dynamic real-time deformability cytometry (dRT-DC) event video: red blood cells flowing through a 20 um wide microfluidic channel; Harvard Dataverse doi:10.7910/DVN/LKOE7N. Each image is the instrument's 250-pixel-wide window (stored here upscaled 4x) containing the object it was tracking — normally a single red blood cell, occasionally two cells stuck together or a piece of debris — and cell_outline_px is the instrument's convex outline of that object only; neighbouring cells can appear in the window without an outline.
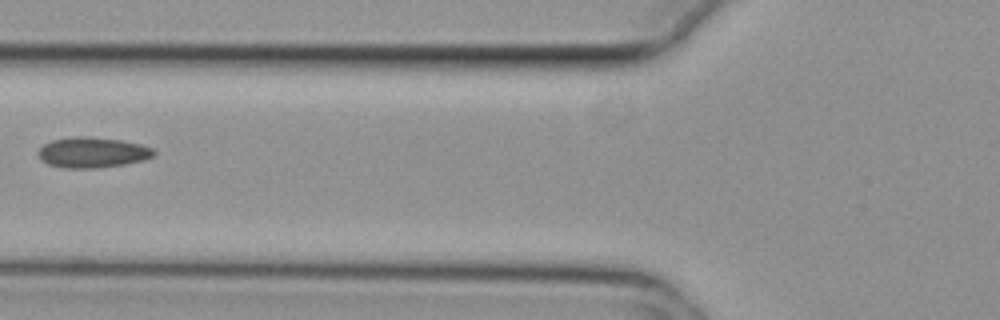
{"species": "common noctule bat (a hibernating species)", "species_latin": "Nyctalus noctula", "temperature_condition": "cold", "stored_images_in_passage": 25, "camera_frame_rate_fps": 3000, "um_per_image_px": 0.085, "animal": {"sex": "female", "body_mass_g": 29.2, "forearm_length_mm": 56.3}, "frame": {"image": 1, "passage_image": 2, "time_ms": 0.333, "image_size_px": [1000, 320], "cell_outline_px": [[156, 156], [144, 160], [124, 164], [100, 168], [64, 168], [48, 164], [40, 160], [36, 152], [44, 144], [52, 140], [72, 136], [92, 136], [120, 140], [140, 144], [152, 148], [156, 152]], "centroid_in_image_um": [7.85, 12.96], "position_along_channel_um": 118.0, "area_um2": 20.87}}
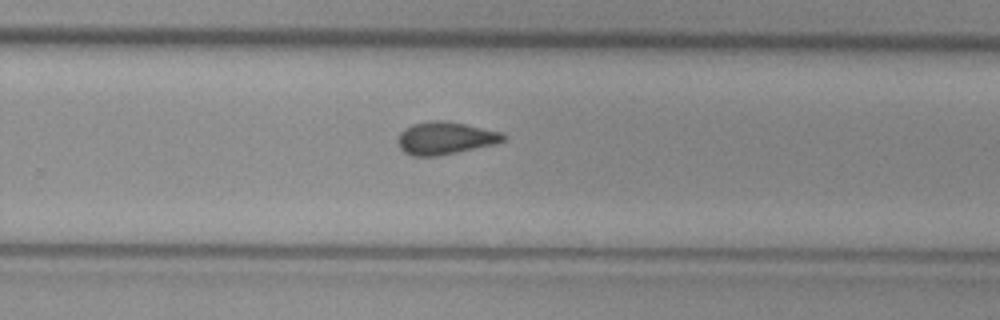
{"frame": {"image": 2, "passage_image": 16, "time_ms": 5.0, "image_size_px": [1000, 320], "cell_outline_px": [[508, 136], [504, 140], [496, 144], [440, 156], [412, 156], [404, 152], [400, 148], [396, 140], [400, 132], [404, 128], [412, 124], [428, 120], [448, 120], [504, 132]], "centroid_in_image_um": [37.86, 11.73], "position_along_channel_um": 291.9, "area_um2": 20.58}}
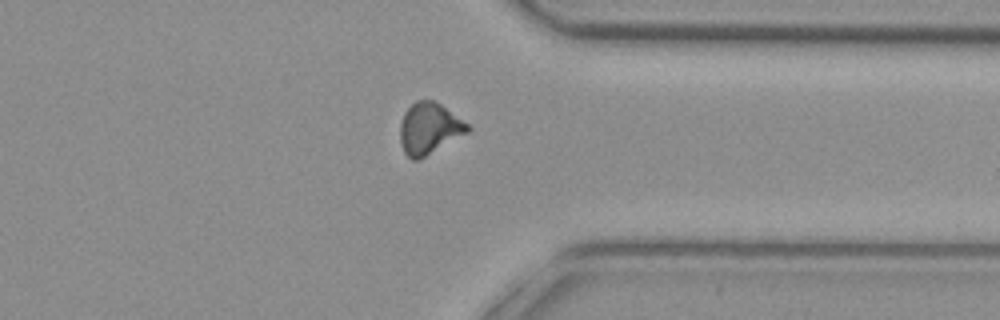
{"frame": {"image": 3, "passage_image": 23, "time_ms": 7.333, "image_size_px": [1000, 320], "cell_outline_px": [[472, 128], [468, 132], [420, 160], [412, 160], [404, 152], [400, 140], [400, 124], [404, 112], [416, 100], [436, 100], [468, 124]], "centroid_in_image_um": [36.48, 10.92], "position_along_channel_um": 374.9, "area_um2": 20.29}}